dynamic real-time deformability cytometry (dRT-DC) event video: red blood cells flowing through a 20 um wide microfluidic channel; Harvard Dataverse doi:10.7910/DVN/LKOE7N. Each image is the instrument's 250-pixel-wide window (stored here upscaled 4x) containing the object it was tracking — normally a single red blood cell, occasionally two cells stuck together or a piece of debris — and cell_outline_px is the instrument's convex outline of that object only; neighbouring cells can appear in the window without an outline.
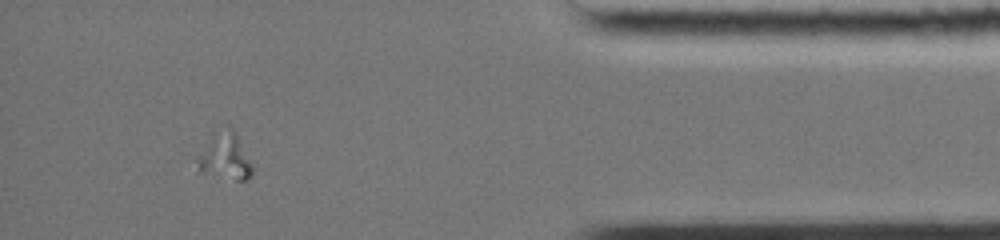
{"species": "common noctule bat (a hibernating species)", "species_latin": "Nyctalus noctula", "temperature_condition": "cold", "stored_images_in_passage": 16, "camera_frame_rate_fps": 3000, "um_per_image_px": 0.085, "animal": {"sex": "female", "body_mass_g": 19.0, "forearm_length_mm": 51.5}, "frame": {"image": 1, "passage_image": 15, "time_ms": 13.0, "image_size_px": [1000, 240], "cell_outline_px": [[252, 176], [244, 180], [236, 180], [196, 172], [196, 160], [228, 124], [232, 128], [252, 164]], "centroid_in_image_um": [19.16, 13.42], "position_along_channel_um": 416.0, "area_um2": 13.99}}